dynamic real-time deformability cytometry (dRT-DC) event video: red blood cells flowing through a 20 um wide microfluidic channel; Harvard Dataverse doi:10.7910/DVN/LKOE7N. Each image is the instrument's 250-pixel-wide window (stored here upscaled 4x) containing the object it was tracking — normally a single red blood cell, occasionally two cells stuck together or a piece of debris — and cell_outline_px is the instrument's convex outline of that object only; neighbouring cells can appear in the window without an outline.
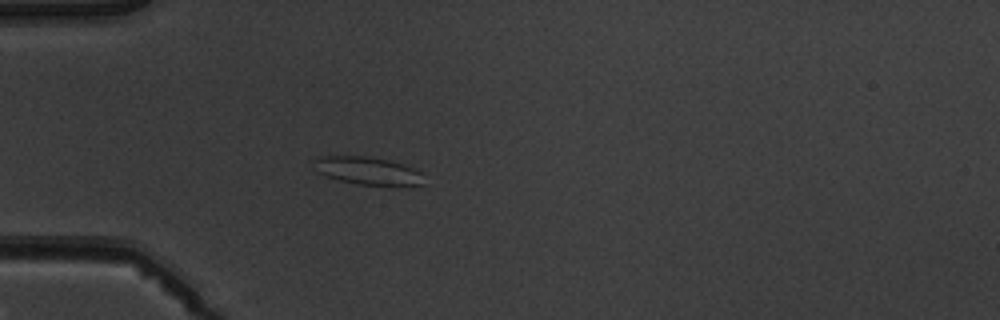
{"species": "common noctule bat (a hibernating species)", "species_latin": "Nyctalus noctula", "temperature_condition": "warm", "stored_images_in_passage": 3, "camera_frame_rate_fps": 3000, "um_per_image_px": 0.085, "animal": {"sex": "male", "body_mass_g": 19.5, "forearm_length_mm": 54.6}, "frame": {"image": 1, "passage_image": 3, "time_ms": 2.333, "image_size_px": [1000, 320], "cell_outline_px": [[424, 184], [388, 188], [356, 184], [324, 176], [316, 172], [312, 168], [312, 160], [320, 156], [368, 156], [388, 160], [404, 164], [420, 172]], "centroid_in_image_um": [31.22, 14.55], "position_along_channel_um": 53.8, "area_um2": 18.61}}